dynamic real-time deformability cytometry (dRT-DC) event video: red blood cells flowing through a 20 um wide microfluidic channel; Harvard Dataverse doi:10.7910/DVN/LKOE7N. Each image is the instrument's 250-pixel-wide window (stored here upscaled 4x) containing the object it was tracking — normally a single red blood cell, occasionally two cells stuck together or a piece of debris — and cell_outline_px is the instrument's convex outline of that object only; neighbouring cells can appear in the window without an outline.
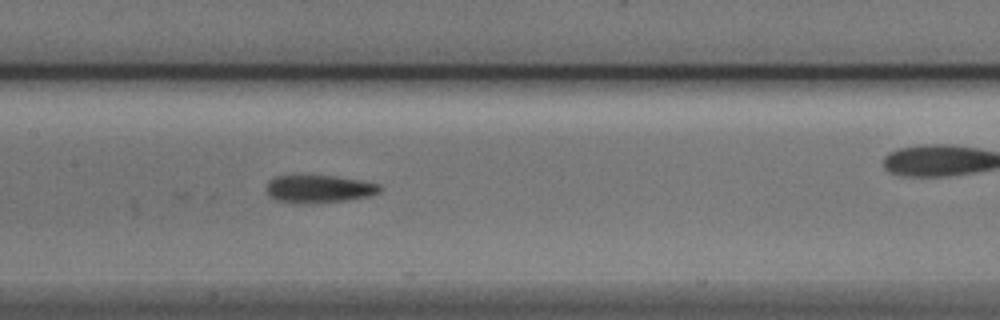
{"species": "Egyptian fruit bat (a non-hibernating species)", "species_latin": "Rousettus aegyptiacus", "temperature_condition": "cold", "stored_images_in_passage": 27, "camera_frame_rate_fps": 3000, "um_per_image_px": 0.085, "animal": {"sex": "male"}, "frame": {"image": 1, "passage_image": 14, "time_ms": 4.333, "image_size_px": [1000, 320], "cell_outline_px": [[384, 188], [380, 192], [368, 196], [348, 200], [308, 204], [292, 204], [276, 200], [268, 196], [268, 180], [276, 176], [336, 176], [360, 180], [380, 184]], "centroid_in_image_um": [27.13, 16.08], "position_along_channel_um": 180.3, "area_um2": 18.55}}
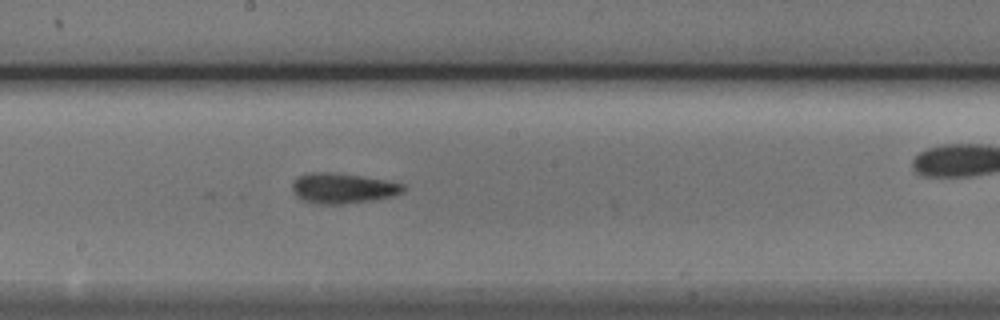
{"frame": {"image": 2, "passage_image": 17, "time_ms": 5.333, "image_size_px": [1000, 320], "cell_outline_px": [[404, 192], [392, 196], [376, 200], [340, 204], [316, 204], [304, 200], [296, 196], [292, 192], [292, 184], [296, 176], [312, 172], [328, 172], [360, 176], [404, 184]], "centroid_in_image_um": [29.1, 16.01], "position_along_channel_um": 219.1, "area_um2": 19.54}}